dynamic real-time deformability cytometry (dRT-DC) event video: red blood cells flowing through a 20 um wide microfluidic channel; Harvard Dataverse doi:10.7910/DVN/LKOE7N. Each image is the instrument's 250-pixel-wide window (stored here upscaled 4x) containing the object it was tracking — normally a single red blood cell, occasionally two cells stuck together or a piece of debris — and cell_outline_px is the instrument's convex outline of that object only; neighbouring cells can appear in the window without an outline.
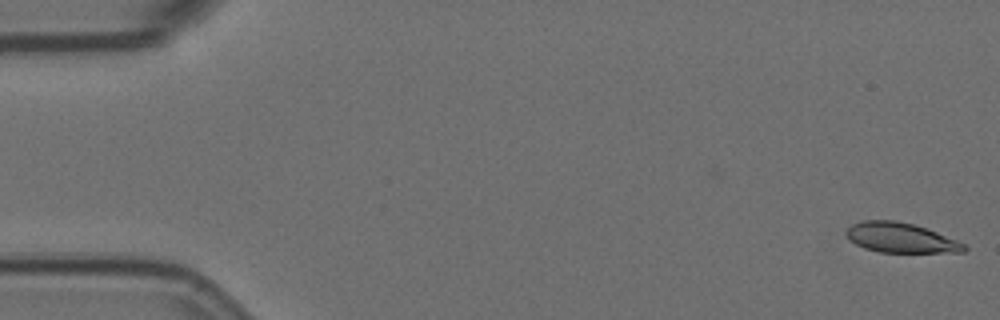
{"species": "Egyptian fruit bat (a non-hibernating species)", "species_latin": "Rousettus aegyptiacus", "temperature_condition": "room temperature", "stored_images_in_passage": 2, "camera_frame_rate_fps": 3000, "um_per_image_px": 0.085, "animal": {"sex": "female"}, "frame": {"image": 1, "passage_image": 2, "time_ms": 0.333, "image_size_px": [1000, 320], "cell_outline_px": [[968, 248], [964, 252], [880, 252], [864, 248], [848, 240], [844, 232], [852, 224], [864, 220], [896, 220], [912, 224], [936, 232], [956, 240], [964, 244]], "centroid_in_image_um": [76.51, 20.21], "position_along_channel_um": 8.5, "area_um2": 20.4}}